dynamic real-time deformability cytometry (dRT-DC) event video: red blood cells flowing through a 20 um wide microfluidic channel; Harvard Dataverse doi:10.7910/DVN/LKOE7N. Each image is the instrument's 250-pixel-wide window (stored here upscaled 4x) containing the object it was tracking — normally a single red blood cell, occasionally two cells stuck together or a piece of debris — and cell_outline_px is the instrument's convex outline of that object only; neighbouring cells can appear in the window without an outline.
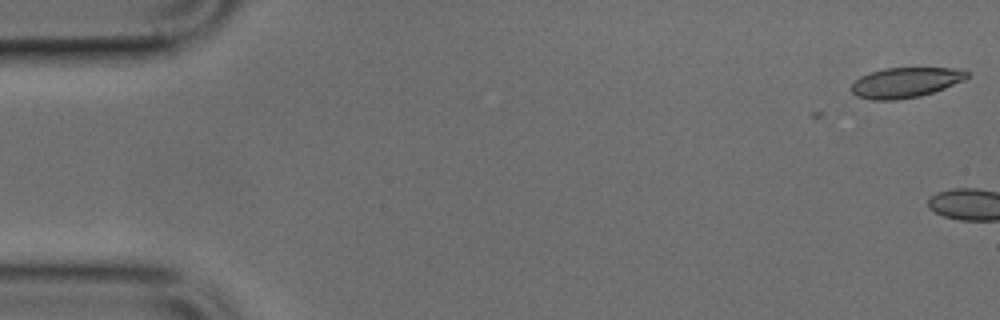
{"species": "common noctule bat (a hibernating species)", "species_latin": "Nyctalus noctula", "temperature_condition": "cold", "stored_images_in_passage": 2, "camera_frame_rate_fps": 3000, "um_per_image_px": 0.085, "animal": {"sex": "male", "body_mass_g": 17.9, "forearm_length_mm": 54.2}, "frame": {"image": 1, "passage_image": 2, "time_ms": 0.333, "image_size_px": [1000, 320], "cell_outline_px": [[968, 76], [964, 80], [944, 88], [920, 96], [896, 100], [872, 100], [856, 96], [852, 92], [852, 84], [860, 76], [884, 68], [952, 68], [968, 72]], "centroid_in_image_um": [76.94, 7.02], "position_along_channel_um": 8.1, "area_um2": 20.11}}